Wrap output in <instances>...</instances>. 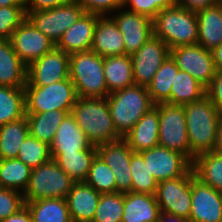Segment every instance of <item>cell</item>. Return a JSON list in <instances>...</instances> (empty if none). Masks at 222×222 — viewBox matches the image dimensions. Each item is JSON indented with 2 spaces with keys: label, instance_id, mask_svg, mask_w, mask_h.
<instances>
[{
  "label": "cell",
  "instance_id": "14",
  "mask_svg": "<svg viewBox=\"0 0 222 222\" xmlns=\"http://www.w3.org/2000/svg\"><path fill=\"white\" fill-rule=\"evenodd\" d=\"M70 55L54 48L27 67L25 86H47L69 78Z\"/></svg>",
  "mask_w": 222,
  "mask_h": 222
},
{
  "label": "cell",
  "instance_id": "9",
  "mask_svg": "<svg viewBox=\"0 0 222 222\" xmlns=\"http://www.w3.org/2000/svg\"><path fill=\"white\" fill-rule=\"evenodd\" d=\"M26 18L56 45L65 31L85 13L73 0L51 9L25 11Z\"/></svg>",
  "mask_w": 222,
  "mask_h": 222
},
{
  "label": "cell",
  "instance_id": "38",
  "mask_svg": "<svg viewBox=\"0 0 222 222\" xmlns=\"http://www.w3.org/2000/svg\"><path fill=\"white\" fill-rule=\"evenodd\" d=\"M132 191L145 194H156L158 182L151 175L145 165L143 155L140 152H134L130 161Z\"/></svg>",
  "mask_w": 222,
  "mask_h": 222
},
{
  "label": "cell",
  "instance_id": "27",
  "mask_svg": "<svg viewBox=\"0 0 222 222\" xmlns=\"http://www.w3.org/2000/svg\"><path fill=\"white\" fill-rule=\"evenodd\" d=\"M103 66L109 94L135 84L130 55L105 57L103 58Z\"/></svg>",
  "mask_w": 222,
  "mask_h": 222
},
{
  "label": "cell",
  "instance_id": "18",
  "mask_svg": "<svg viewBox=\"0 0 222 222\" xmlns=\"http://www.w3.org/2000/svg\"><path fill=\"white\" fill-rule=\"evenodd\" d=\"M133 150L122 138L118 141L97 146V154L112 169L116 182V192H131L132 177L130 161Z\"/></svg>",
  "mask_w": 222,
  "mask_h": 222
},
{
  "label": "cell",
  "instance_id": "41",
  "mask_svg": "<svg viewBox=\"0 0 222 222\" xmlns=\"http://www.w3.org/2000/svg\"><path fill=\"white\" fill-rule=\"evenodd\" d=\"M26 19L24 6L0 7V40L10 39L12 32Z\"/></svg>",
  "mask_w": 222,
  "mask_h": 222
},
{
  "label": "cell",
  "instance_id": "43",
  "mask_svg": "<svg viewBox=\"0 0 222 222\" xmlns=\"http://www.w3.org/2000/svg\"><path fill=\"white\" fill-rule=\"evenodd\" d=\"M24 206L23 193L0 187V221L17 213Z\"/></svg>",
  "mask_w": 222,
  "mask_h": 222
},
{
  "label": "cell",
  "instance_id": "10",
  "mask_svg": "<svg viewBox=\"0 0 222 222\" xmlns=\"http://www.w3.org/2000/svg\"><path fill=\"white\" fill-rule=\"evenodd\" d=\"M155 195L161 212L189 219L191 170L185 176L159 182Z\"/></svg>",
  "mask_w": 222,
  "mask_h": 222
},
{
  "label": "cell",
  "instance_id": "53",
  "mask_svg": "<svg viewBox=\"0 0 222 222\" xmlns=\"http://www.w3.org/2000/svg\"><path fill=\"white\" fill-rule=\"evenodd\" d=\"M215 5L222 7V0H215Z\"/></svg>",
  "mask_w": 222,
  "mask_h": 222
},
{
  "label": "cell",
  "instance_id": "13",
  "mask_svg": "<svg viewBox=\"0 0 222 222\" xmlns=\"http://www.w3.org/2000/svg\"><path fill=\"white\" fill-rule=\"evenodd\" d=\"M169 56L170 48L161 38L154 35L149 38L131 55L135 84L147 87Z\"/></svg>",
  "mask_w": 222,
  "mask_h": 222
},
{
  "label": "cell",
  "instance_id": "46",
  "mask_svg": "<svg viewBox=\"0 0 222 222\" xmlns=\"http://www.w3.org/2000/svg\"><path fill=\"white\" fill-rule=\"evenodd\" d=\"M71 0H24L25 11H40L58 7Z\"/></svg>",
  "mask_w": 222,
  "mask_h": 222
},
{
  "label": "cell",
  "instance_id": "8",
  "mask_svg": "<svg viewBox=\"0 0 222 222\" xmlns=\"http://www.w3.org/2000/svg\"><path fill=\"white\" fill-rule=\"evenodd\" d=\"M154 106L159 116V145L178 151L190 160L184 105L162 102Z\"/></svg>",
  "mask_w": 222,
  "mask_h": 222
},
{
  "label": "cell",
  "instance_id": "42",
  "mask_svg": "<svg viewBox=\"0 0 222 222\" xmlns=\"http://www.w3.org/2000/svg\"><path fill=\"white\" fill-rule=\"evenodd\" d=\"M174 4L175 0H123V7H127L126 10L146 15L152 20L161 10Z\"/></svg>",
  "mask_w": 222,
  "mask_h": 222
},
{
  "label": "cell",
  "instance_id": "44",
  "mask_svg": "<svg viewBox=\"0 0 222 222\" xmlns=\"http://www.w3.org/2000/svg\"><path fill=\"white\" fill-rule=\"evenodd\" d=\"M79 4L85 12L100 16H110L123 7V0H73Z\"/></svg>",
  "mask_w": 222,
  "mask_h": 222
},
{
  "label": "cell",
  "instance_id": "25",
  "mask_svg": "<svg viewBox=\"0 0 222 222\" xmlns=\"http://www.w3.org/2000/svg\"><path fill=\"white\" fill-rule=\"evenodd\" d=\"M198 43L212 51L222 44V7L213 5L196 11Z\"/></svg>",
  "mask_w": 222,
  "mask_h": 222
},
{
  "label": "cell",
  "instance_id": "29",
  "mask_svg": "<svg viewBox=\"0 0 222 222\" xmlns=\"http://www.w3.org/2000/svg\"><path fill=\"white\" fill-rule=\"evenodd\" d=\"M69 113L71 112L54 110L43 113L26 114L29 134L50 146L54 140L57 128Z\"/></svg>",
  "mask_w": 222,
  "mask_h": 222
},
{
  "label": "cell",
  "instance_id": "30",
  "mask_svg": "<svg viewBox=\"0 0 222 222\" xmlns=\"http://www.w3.org/2000/svg\"><path fill=\"white\" fill-rule=\"evenodd\" d=\"M33 222H72L65 198L25 201Z\"/></svg>",
  "mask_w": 222,
  "mask_h": 222
},
{
  "label": "cell",
  "instance_id": "33",
  "mask_svg": "<svg viewBox=\"0 0 222 222\" xmlns=\"http://www.w3.org/2000/svg\"><path fill=\"white\" fill-rule=\"evenodd\" d=\"M179 71L176 62L169 56L153 76L147 86L150 98L154 104L167 102L171 97V87Z\"/></svg>",
  "mask_w": 222,
  "mask_h": 222
},
{
  "label": "cell",
  "instance_id": "26",
  "mask_svg": "<svg viewBox=\"0 0 222 222\" xmlns=\"http://www.w3.org/2000/svg\"><path fill=\"white\" fill-rule=\"evenodd\" d=\"M92 146L86 134L69 113L57 128L54 140L50 145L51 152H82Z\"/></svg>",
  "mask_w": 222,
  "mask_h": 222
},
{
  "label": "cell",
  "instance_id": "12",
  "mask_svg": "<svg viewBox=\"0 0 222 222\" xmlns=\"http://www.w3.org/2000/svg\"><path fill=\"white\" fill-rule=\"evenodd\" d=\"M170 56L180 70L188 72L205 88L216 74L212 52L199 44L173 47Z\"/></svg>",
  "mask_w": 222,
  "mask_h": 222
},
{
  "label": "cell",
  "instance_id": "31",
  "mask_svg": "<svg viewBox=\"0 0 222 222\" xmlns=\"http://www.w3.org/2000/svg\"><path fill=\"white\" fill-rule=\"evenodd\" d=\"M29 135L26 115L0 126V159L17 158L19 148Z\"/></svg>",
  "mask_w": 222,
  "mask_h": 222
},
{
  "label": "cell",
  "instance_id": "32",
  "mask_svg": "<svg viewBox=\"0 0 222 222\" xmlns=\"http://www.w3.org/2000/svg\"><path fill=\"white\" fill-rule=\"evenodd\" d=\"M192 169L202 183L222 193V155L206 152L194 158Z\"/></svg>",
  "mask_w": 222,
  "mask_h": 222
},
{
  "label": "cell",
  "instance_id": "34",
  "mask_svg": "<svg viewBox=\"0 0 222 222\" xmlns=\"http://www.w3.org/2000/svg\"><path fill=\"white\" fill-rule=\"evenodd\" d=\"M205 95L206 88L188 72L179 69L167 103L185 105L197 101Z\"/></svg>",
  "mask_w": 222,
  "mask_h": 222
},
{
  "label": "cell",
  "instance_id": "36",
  "mask_svg": "<svg viewBox=\"0 0 222 222\" xmlns=\"http://www.w3.org/2000/svg\"><path fill=\"white\" fill-rule=\"evenodd\" d=\"M24 87L0 86V126L25 116Z\"/></svg>",
  "mask_w": 222,
  "mask_h": 222
},
{
  "label": "cell",
  "instance_id": "47",
  "mask_svg": "<svg viewBox=\"0 0 222 222\" xmlns=\"http://www.w3.org/2000/svg\"><path fill=\"white\" fill-rule=\"evenodd\" d=\"M175 5L197 11L215 5V0H175Z\"/></svg>",
  "mask_w": 222,
  "mask_h": 222
},
{
  "label": "cell",
  "instance_id": "52",
  "mask_svg": "<svg viewBox=\"0 0 222 222\" xmlns=\"http://www.w3.org/2000/svg\"><path fill=\"white\" fill-rule=\"evenodd\" d=\"M24 6V0H0V7Z\"/></svg>",
  "mask_w": 222,
  "mask_h": 222
},
{
  "label": "cell",
  "instance_id": "39",
  "mask_svg": "<svg viewBox=\"0 0 222 222\" xmlns=\"http://www.w3.org/2000/svg\"><path fill=\"white\" fill-rule=\"evenodd\" d=\"M17 159L31 169L36 168L52 159L50 146L29 134L19 148Z\"/></svg>",
  "mask_w": 222,
  "mask_h": 222
},
{
  "label": "cell",
  "instance_id": "6",
  "mask_svg": "<svg viewBox=\"0 0 222 222\" xmlns=\"http://www.w3.org/2000/svg\"><path fill=\"white\" fill-rule=\"evenodd\" d=\"M25 114L72 111L78 95L70 77L47 86H25Z\"/></svg>",
  "mask_w": 222,
  "mask_h": 222
},
{
  "label": "cell",
  "instance_id": "3",
  "mask_svg": "<svg viewBox=\"0 0 222 222\" xmlns=\"http://www.w3.org/2000/svg\"><path fill=\"white\" fill-rule=\"evenodd\" d=\"M107 102L116 132L122 138L155 105L148 88L137 84L110 93Z\"/></svg>",
  "mask_w": 222,
  "mask_h": 222
},
{
  "label": "cell",
  "instance_id": "40",
  "mask_svg": "<svg viewBox=\"0 0 222 222\" xmlns=\"http://www.w3.org/2000/svg\"><path fill=\"white\" fill-rule=\"evenodd\" d=\"M123 207V192L101 194L92 222H121Z\"/></svg>",
  "mask_w": 222,
  "mask_h": 222
},
{
  "label": "cell",
  "instance_id": "50",
  "mask_svg": "<svg viewBox=\"0 0 222 222\" xmlns=\"http://www.w3.org/2000/svg\"><path fill=\"white\" fill-rule=\"evenodd\" d=\"M211 52L216 71H222V44L214 48Z\"/></svg>",
  "mask_w": 222,
  "mask_h": 222
},
{
  "label": "cell",
  "instance_id": "17",
  "mask_svg": "<svg viewBox=\"0 0 222 222\" xmlns=\"http://www.w3.org/2000/svg\"><path fill=\"white\" fill-rule=\"evenodd\" d=\"M116 12V15L110 17L122 33L125 54L131 56L153 36V20L146 15L128 11L125 7Z\"/></svg>",
  "mask_w": 222,
  "mask_h": 222
},
{
  "label": "cell",
  "instance_id": "37",
  "mask_svg": "<svg viewBox=\"0 0 222 222\" xmlns=\"http://www.w3.org/2000/svg\"><path fill=\"white\" fill-rule=\"evenodd\" d=\"M84 182L101 194L116 193L114 173L98 154L93 158Z\"/></svg>",
  "mask_w": 222,
  "mask_h": 222
},
{
  "label": "cell",
  "instance_id": "7",
  "mask_svg": "<svg viewBox=\"0 0 222 222\" xmlns=\"http://www.w3.org/2000/svg\"><path fill=\"white\" fill-rule=\"evenodd\" d=\"M75 181L51 159L33 168L23 195L25 201L66 198Z\"/></svg>",
  "mask_w": 222,
  "mask_h": 222
},
{
  "label": "cell",
  "instance_id": "2",
  "mask_svg": "<svg viewBox=\"0 0 222 222\" xmlns=\"http://www.w3.org/2000/svg\"><path fill=\"white\" fill-rule=\"evenodd\" d=\"M71 114L74 116L78 126L86 134L87 140L91 145L98 146L122 139L114 127L107 97H78L72 107Z\"/></svg>",
  "mask_w": 222,
  "mask_h": 222
},
{
  "label": "cell",
  "instance_id": "20",
  "mask_svg": "<svg viewBox=\"0 0 222 222\" xmlns=\"http://www.w3.org/2000/svg\"><path fill=\"white\" fill-rule=\"evenodd\" d=\"M91 50L103 58L125 55L122 33L110 16H100L97 19Z\"/></svg>",
  "mask_w": 222,
  "mask_h": 222
},
{
  "label": "cell",
  "instance_id": "19",
  "mask_svg": "<svg viewBox=\"0 0 222 222\" xmlns=\"http://www.w3.org/2000/svg\"><path fill=\"white\" fill-rule=\"evenodd\" d=\"M99 17L100 15L85 12L65 31L56 44V48L63 50L68 55L91 50L94 30Z\"/></svg>",
  "mask_w": 222,
  "mask_h": 222
},
{
  "label": "cell",
  "instance_id": "16",
  "mask_svg": "<svg viewBox=\"0 0 222 222\" xmlns=\"http://www.w3.org/2000/svg\"><path fill=\"white\" fill-rule=\"evenodd\" d=\"M190 222H222V193L202 183L191 169Z\"/></svg>",
  "mask_w": 222,
  "mask_h": 222
},
{
  "label": "cell",
  "instance_id": "49",
  "mask_svg": "<svg viewBox=\"0 0 222 222\" xmlns=\"http://www.w3.org/2000/svg\"><path fill=\"white\" fill-rule=\"evenodd\" d=\"M213 152L222 155V114L217 125L216 143Z\"/></svg>",
  "mask_w": 222,
  "mask_h": 222
},
{
  "label": "cell",
  "instance_id": "22",
  "mask_svg": "<svg viewBox=\"0 0 222 222\" xmlns=\"http://www.w3.org/2000/svg\"><path fill=\"white\" fill-rule=\"evenodd\" d=\"M134 152H142L159 145V116L154 106L123 137Z\"/></svg>",
  "mask_w": 222,
  "mask_h": 222
},
{
  "label": "cell",
  "instance_id": "15",
  "mask_svg": "<svg viewBox=\"0 0 222 222\" xmlns=\"http://www.w3.org/2000/svg\"><path fill=\"white\" fill-rule=\"evenodd\" d=\"M9 40L27 67L56 47L53 41L37 30L27 18L12 32Z\"/></svg>",
  "mask_w": 222,
  "mask_h": 222
},
{
  "label": "cell",
  "instance_id": "11",
  "mask_svg": "<svg viewBox=\"0 0 222 222\" xmlns=\"http://www.w3.org/2000/svg\"><path fill=\"white\" fill-rule=\"evenodd\" d=\"M140 153L158 183L185 176L192 169V162L185 155L160 145Z\"/></svg>",
  "mask_w": 222,
  "mask_h": 222
},
{
  "label": "cell",
  "instance_id": "23",
  "mask_svg": "<svg viewBox=\"0 0 222 222\" xmlns=\"http://www.w3.org/2000/svg\"><path fill=\"white\" fill-rule=\"evenodd\" d=\"M121 222H157L161 214L155 194L138 192L124 193Z\"/></svg>",
  "mask_w": 222,
  "mask_h": 222
},
{
  "label": "cell",
  "instance_id": "1",
  "mask_svg": "<svg viewBox=\"0 0 222 222\" xmlns=\"http://www.w3.org/2000/svg\"><path fill=\"white\" fill-rule=\"evenodd\" d=\"M190 147V161L206 152H212L216 143L217 125L221 113L207 95L184 105Z\"/></svg>",
  "mask_w": 222,
  "mask_h": 222
},
{
  "label": "cell",
  "instance_id": "35",
  "mask_svg": "<svg viewBox=\"0 0 222 222\" xmlns=\"http://www.w3.org/2000/svg\"><path fill=\"white\" fill-rule=\"evenodd\" d=\"M32 169L17 158L0 159V187L24 193Z\"/></svg>",
  "mask_w": 222,
  "mask_h": 222
},
{
  "label": "cell",
  "instance_id": "48",
  "mask_svg": "<svg viewBox=\"0 0 222 222\" xmlns=\"http://www.w3.org/2000/svg\"><path fill=\"white\" fill-rule=\"evenodd\" d=\"M0 222H33L29 209L25 205L17 213L5 218Z\"/></svg>",
  "mask_w": 222,
  "mask_h": 222
},
{
  "label": "cell",
  "instance_id": "45",
  "mask_svg": "<svg viewBox=\"0 0 222 222\" xmlns=\"http://www.w3.org/2000/svg\"><path fill=\"white\" fill-rule=\"evenodd\" d=\"M206 95L222 114V71H216L211 84L206 88Z\"/></svg>",
  "mask_w": 222,
  "mask_h": 222
},
{
  "label": "cell",
  "instance_id": "28",
  "mask_svg": "<svg viewBox=\"0 0 222 222\" xmlns=\"http://www.w3.org/2000/svg\"><path fill=\"white\" fill-rule=\"evenodd\" d=\"M96 154L97 146L92 145L82 152H51V157L75 182H84Z\"/></svg>",
  "mask_w": 222,
  "mask_h": 222
},
{
  "label": "cell",
  "instance_id": "5",
  "mask_svg": "<svg viewBox=\"0 0 222 222\" xmlns=\"http://www.w3.org/2000/svg\"><path fill=\"white\" fill-rule=\"evenodd\" d=\"M69 77L78 97L105 98L109 95L103 57L92 50L70 55Z\"/></svg>",
  "mask_w": 222,
  "mask_h": 222
},
{
  "label": "cell",
  "instance_id": "4",
  "mask_svg": "<svg viewBox=\"0 0 222 222\" xmlns=\"http://www.w3.org/2000/svg\"><path fill=\"white\" fill-rule=\"evenodd\" d=\"M153 35L161 38L169 48L198 43L196 11L177 5L161 10L153 19Z\"/></svg>",
  "mask_w": 222,
  "mask_h": 222
},
{
  "label": "cell",
  "instance_id": "24",
  "mask_svg": "<svg viewBox=\"0 0 222 222\" xmlns=\"http://www.w3.org/2000/svg\"><path fill=\"white\" fill-rule=\"evenodd\" d=\"M27 66L14 51L9 39L0 40V86L25 87Z\"/></svg>",
  "mask_w": 222,
  "mask_h": 222
},
{
  "label": "cell",
  "instance_id": "21",
  "mask_svg": "<svg viewBox=\"0 0 222 222\" xmlns=\"http://www.w3.org/2000/svg\"><path fill=\"white\" fill-rule=\"evenodd\" d=\"M101 193L85 182H75L66 202L72 222H92Z\"/></svg>",
  "mask_w": 222,
  "mask_h": 222
},
{
  "label": "cell",
  "instance_id": "51",
  "mask_svg": "<svg viewBox=\"0 0 222 222\" xmlns=\"http://www.w3.org/2000/svg\"><path fill=\"white\" fill-rule=\"evenodd\" d=\"M157 222H190L189 219L161 212Z\"/></svg>",
  "mask_w": 222,
  "mask_h": 222
}]
</instances>
